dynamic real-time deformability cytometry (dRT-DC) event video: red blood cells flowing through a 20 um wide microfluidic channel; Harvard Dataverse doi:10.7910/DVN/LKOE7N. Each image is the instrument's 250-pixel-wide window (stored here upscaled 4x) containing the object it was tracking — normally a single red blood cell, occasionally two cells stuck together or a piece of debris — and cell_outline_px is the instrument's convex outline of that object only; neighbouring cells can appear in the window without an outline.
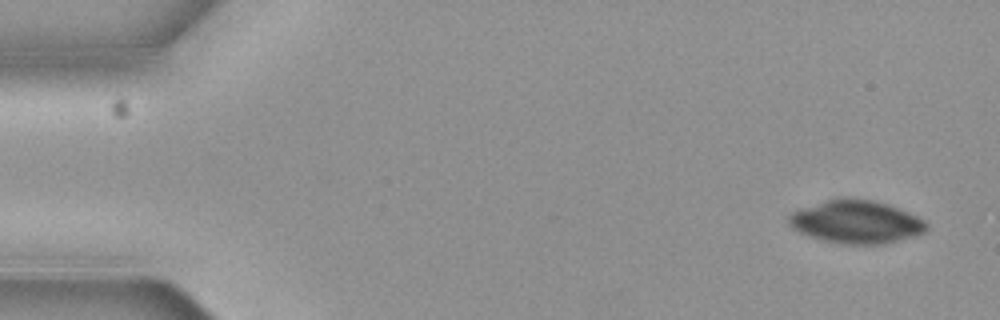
{"species": "common noctule bat (a hibernating species)", "species_latin": "Nyctalus noctula", "temperature_condition": "cold", "stored_images_in_passage": 5, "camera_frame_rate_fps": 3000, "um_per_image_px": 0.085, "animal": {"sex": "female", "body_mass_g": 19.3, "forearm_length_mm": 54.1}, "frame": {"image": 1, "passage_image": 1, "time_ms": 0.0, "image_size_px": [1000, 320], "cell_outline_px": [[928, 228], [924, 232], [880, 244], [840, 244], [808, 236], [792, 228], [788, 224], [788, 216], [792, 212], [800, 208], [828, 200], [848, 196], [872, 200], [888, 204], [900, 208], [924, 220], [928, 224]], "centroid_in_image_um": [72.74, 18.84], "position_along_channel_um": 12.3, "area_um2": 34.39}}